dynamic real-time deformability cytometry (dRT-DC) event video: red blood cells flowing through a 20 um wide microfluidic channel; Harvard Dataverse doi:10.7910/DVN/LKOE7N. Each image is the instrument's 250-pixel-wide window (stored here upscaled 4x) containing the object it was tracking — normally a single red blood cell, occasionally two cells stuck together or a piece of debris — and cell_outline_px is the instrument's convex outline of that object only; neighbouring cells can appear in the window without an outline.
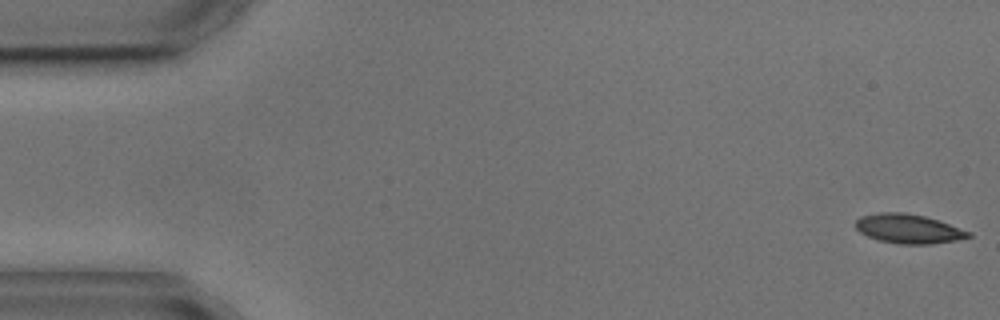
{"species": "common noctule bat (a hibernating species)", "species_latin": "Nyctalus noctula", "temperature_condition": "cold", "stored_images_in_passage": 5, "camera_frame_rate_fps": 3000, "um_per_image_px": 0.085, "animal": {"sex": "male", "body_mass_g": 17.9, "forearm_length_mm": 54.2}, "frame": {"image": 1, "passage_image": 1, "time_ms": 0.0, "image_size_px": [1000, 320], "cell_outline_px": [[972, 236], [956, 240], [932, 244], [900, 244], [880, 240], [868, 236], [860, 232], [856, 228], [856, 220], [860, 216], [880, 212], [904, 212], [924, 216], [972, 232]], "centroid_in_image_um": [77.21, 19.44], "position_along_channel_um": 7.8, "area_um2": 19.07}}
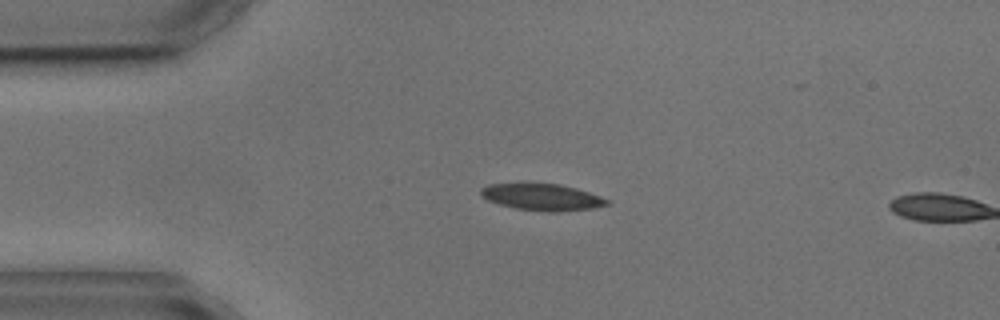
{"frame": {"image": 2, "passage_image": 4, "time_ms": 3.667, "image_size_px": [1000, 320], "cell_outline_px": [[612, 200], [608, 204], [592, 208], [556, 212], [552, 212], [516, 208], [500, 204], [488, 200], [480, 192], [480, 188], [488, 184], [560, 184], [576, 188]], "centroid_in_image_um": [46.11, 16.75], "position_along_channel_um": 38.9, "area_um2": 19.25}}